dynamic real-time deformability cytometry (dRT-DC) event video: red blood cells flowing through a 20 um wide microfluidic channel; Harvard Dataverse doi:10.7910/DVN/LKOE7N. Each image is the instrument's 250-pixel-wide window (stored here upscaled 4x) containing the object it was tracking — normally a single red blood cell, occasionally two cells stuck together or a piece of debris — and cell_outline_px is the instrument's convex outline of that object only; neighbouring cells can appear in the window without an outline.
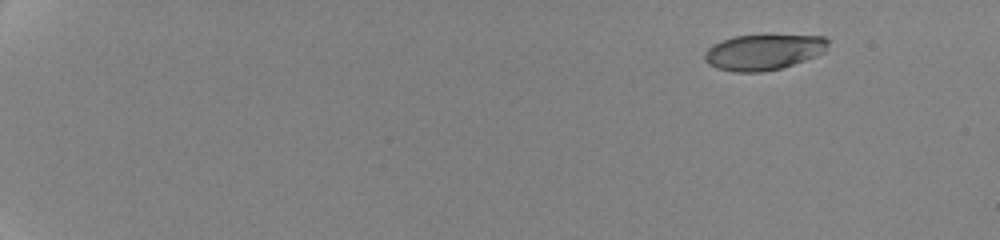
{"species": "human", "species_latin": "Homo sapiens", "temperature_condition": "cold", "stored_images_in_passage": 21, "camera_frame_rate_fps": 3000, "um_per_image_px": 0.085, "donor": {"sex": "female"}, "frame": {"image": 1, "passage_image": 1, "time_ms": 0.0, "image_size_px": [1000, 240], "cell_outline_px": [[828, 44], [824, 52], [804, 60], [780, 68], [760, 72], [736, 72], [716, 68], [708, 64], [704, 60], [704, 52], [712, 44], [736, 36], [824, 36], [828, 40]], "centroid_in_image_um": [64.85, 4.44], "position_along_channel_um": 20.2, "area_um2": 25.2}}
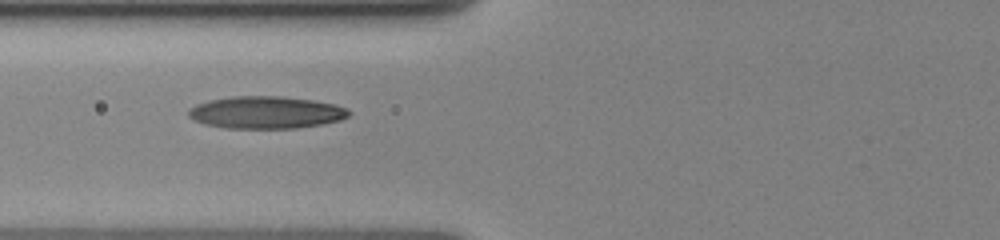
{"frame": {"image": 2, "passage_image": 15, "time_ms": 7.0, "image_size_px": [1000, 240], "cell_outline_px": [[352, 112], [348, 116], [340, 120], [320, 124], [296, 128], [224, 128], [204, 124], [188, 116], [188, 108], [196, 104], [208, 100], [232, 96], [280, 96], [312, 100], [332, 104], [348, 108]], "centroid_in_image_um": [22.58, 9.55], "position_along_channel_um": 103.2, "area_um2": 30.17}}
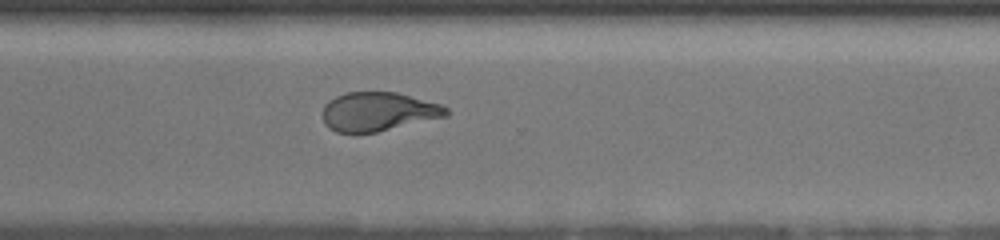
{"frame": {"image": 3, "passage_image": 21, "time_ms": 13.667, "image_size_px": [1000, 240], "cell_outline_px": [[448, 116], [376, 132], [336, 132], [328, 128], [324, 124], [324, 104], [328, 100], [344, 92], [396, 92], [440, 104], [448, 108]], "centroid_in_image_um": [32.14, 9.48], "position_along_channel_um": 338.5, "area_um2": 27.92}}